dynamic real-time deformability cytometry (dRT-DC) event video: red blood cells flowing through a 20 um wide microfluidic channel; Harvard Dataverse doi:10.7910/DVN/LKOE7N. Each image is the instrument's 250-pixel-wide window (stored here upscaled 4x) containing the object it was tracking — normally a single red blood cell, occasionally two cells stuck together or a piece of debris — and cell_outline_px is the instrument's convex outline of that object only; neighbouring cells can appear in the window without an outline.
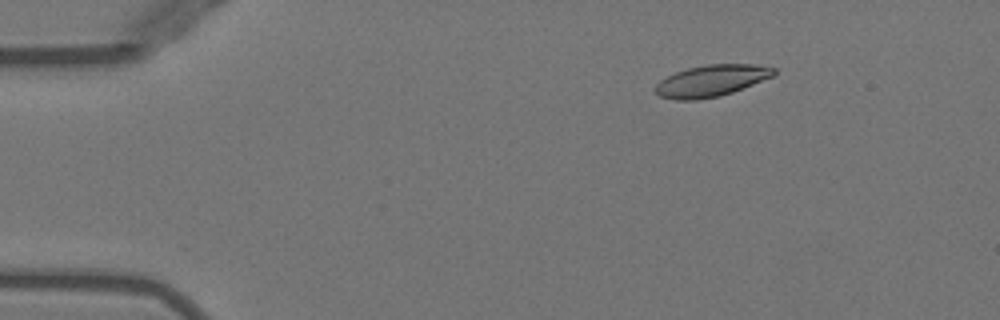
{"species": "Egyptian fruit bat (a non-hibernating species)", "species_latin": "Rousettus aegyptiacus", "temperature_condition": "warm", "stored_images_in_passage": 52, "camera_frame_rate_fps": 3000, "um_per_image_px": 0.085, "animal": {"sex": "female"}, "frame": {"image": 1, "passage_image": 8, "time_ms": 2.333, "image_size_px": [1000, 320], "cell_outline_px": [[776, 72], [772, 76], [732, 92], [720, 96], [696, 100], [676, 100], [660, 96], [656, 92], [656, 84], [660, 80], [676, 72], [688, 68], [708, 64], [752, 64], [776, 68]], "centroid_in_image_um": [60.45, 6.86], "position_along_channel_um": 24.5, "area_um2": 21.5}}
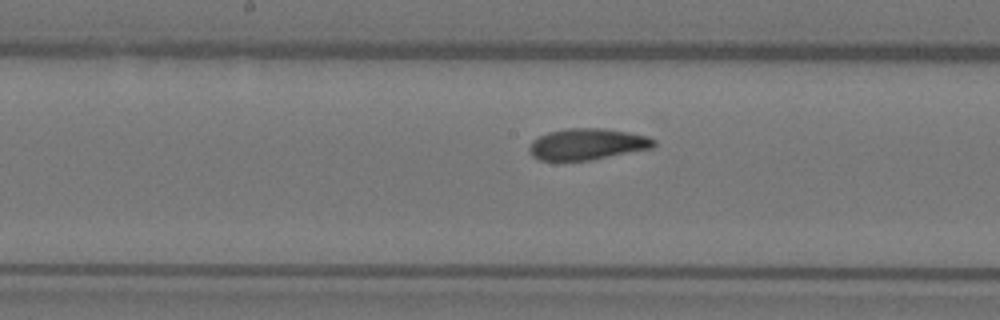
{"frame": {"image": 2, "passage_image": 27, "time_ms": 8.667, "image_size_px": [1000, 320], "cell_outline_px": [[656, 144], [652, 148], [592, 160], [540, 160], [532, 156], [528, 152], [528, 148], [532, 140], [548, 132], [568, 128], [604, 128], [628, 132], [648, 136], [656, 140]], "centroid_in_image_um": [49.92, 12.25], "position_along_channel_um": 198.3, "area_um2": 22.83}}
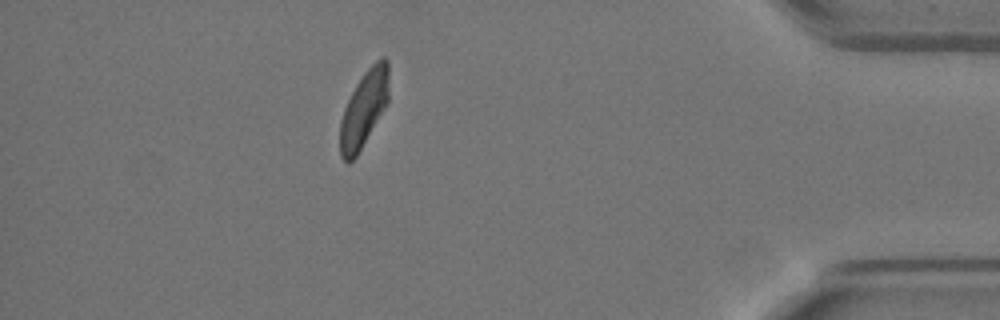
{"frame": {"image": 3, "passage_image": 46, "time_ms": 15.0, "image_size_px": [1000, 320], "cell_outline_px": [[388, 104], [356, 156], [348, 164], [340, 156], [340, 120], [344, 108], [356, 84], [364, 72], [380, 56], [384, 56], [388, 60]], "centroid_in_image_um": [30.94, 9.24], "position_along_channel_um": 404.3, "area_um2": 21.73}, "authors_computed_cell_mechanics": {"area_um2": 22.5131, "velocity_mm_per_s": 3.9601, "shape_relaxation_time_tau1_ms": 7.0047, "shape_relaxation_time_tau2_ms": 2.6122, "deformation_change_tau1": 0.1962, "deformation_change_tau2": 0.0879}}